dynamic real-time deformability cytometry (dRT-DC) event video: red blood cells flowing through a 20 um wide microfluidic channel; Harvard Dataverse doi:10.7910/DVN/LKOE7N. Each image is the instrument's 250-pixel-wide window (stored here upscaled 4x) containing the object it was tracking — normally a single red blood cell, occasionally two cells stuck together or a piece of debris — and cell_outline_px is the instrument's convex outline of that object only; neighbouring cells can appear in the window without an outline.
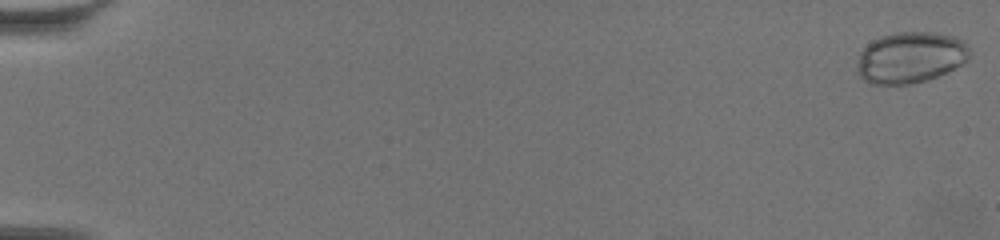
{"species": "common noctule bat (a hibernating species)", "species_latin": "Nyctalus noctula", "temperature_condition": "warm", "stored_images_in_passage": 63, "camera_frame_rate_fps": 3000, "um_per_image_px": 0.085, "animal": {"sex": "female", "body_mass_g": 19.5, "forearm_length_mm": 54.1}, "frame": {"image": 1, "passage_image": 1, "time_ms": 0.0, "image_size_px": [1000, 240], "cell_outline_px": [[968, 60], [948, 72], [924, 80], [908, 84], [872, 84], [864, 80], [856, 72], [856, 68], [860, 52], [872, 40], [880, 36], [900, 32], [932, 32], [956, 36], [968, 44]], "centroid_in_image_um": [77.37, 4.88], "position_along_channel_um": 7.6, "area_um2": 33.58}}
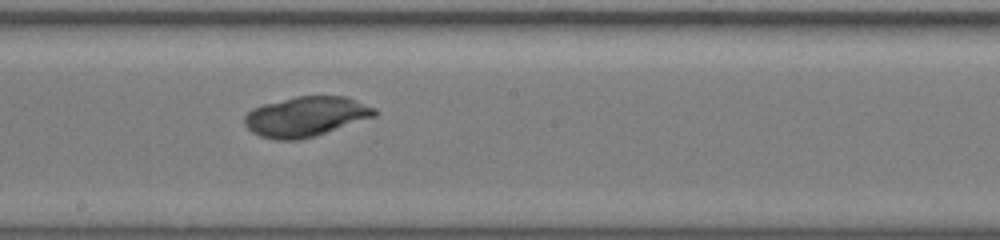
{"frame": {"image": 2, "passage_image": 37, "time_ms": 12.0, "image_size_px": [1000, 240], "cell_outline_px": [[380, 112], [376, 116], [316, 136], [300, 140], [276, 140], [260, 136], [252, 132], [244, 124], [244, 116], [252, 108], [264, 104], [296, 96], [348, 96], [376, 108]], "centroid_in_image_um": [26.03, 9.91], "position_along_channel_um": 222.2, "area_um2": 30.58}}
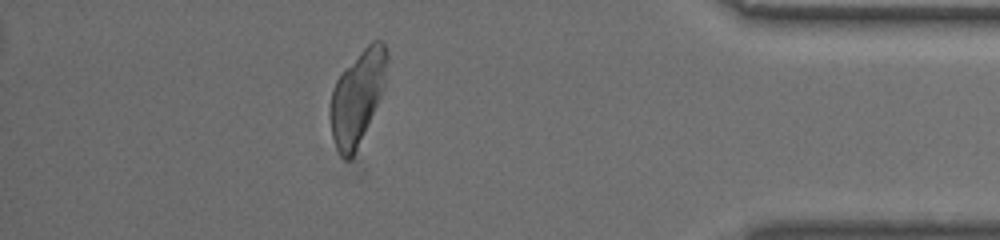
{"frame": {"image": 3, "passage_image": 56, "time_ms": 18.333, "image_size_px": [1000, 240], "cell_outline_px": [[388, 60], [384, 88], [356, 148], [352, 156], [348, 160], [344, 160], [340, 156], [336, 148], [332, 136], [328, 116], [332, 88], [336, 80], [344, 68], [372, 40], [380, 40], [384, 44], [388, 52]], "centroid_in_image_um": [30.35, 8.22], "position_along_channel_um": 404.9, "area_um2": 30.81}}